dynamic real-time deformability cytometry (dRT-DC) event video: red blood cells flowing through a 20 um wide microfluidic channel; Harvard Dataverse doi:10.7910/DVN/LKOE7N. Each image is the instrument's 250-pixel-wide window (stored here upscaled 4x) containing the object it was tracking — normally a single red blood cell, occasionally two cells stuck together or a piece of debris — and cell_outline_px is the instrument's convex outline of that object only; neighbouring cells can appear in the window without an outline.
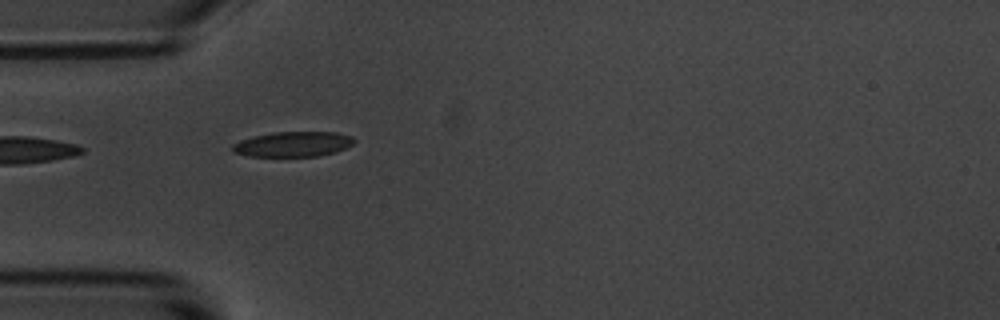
{"species": "common noctule bat (a hibernating species)", "species_latin": "Nyctalus noctula", "temperature_condition": "room temperature", "stored_images_in_passage": 6, "camera_frame_rate_fps": 3000, "um_per_image_px": 0.085, "animal": {"sex": "male", "body_mass_g": 20.1, "forearm_length_mm": 53.5}, "frame": {"image": 1, "passage_image": 5, "time_ms": 1.333, "image_size_px": [1000, 320], "cell_outline_px": [[356, 140], [352, 144], [344, 148], [332, 152], [316, 156], [248, 156], [232, 152], [232, 144], [240, 140], [252, 136], [272, 132], [336, 132], [352, 136]], "centroid_in_image_um": [24.86, 12.24], "position_along_channel_um": 60.1, "area_um2": 17.74}}